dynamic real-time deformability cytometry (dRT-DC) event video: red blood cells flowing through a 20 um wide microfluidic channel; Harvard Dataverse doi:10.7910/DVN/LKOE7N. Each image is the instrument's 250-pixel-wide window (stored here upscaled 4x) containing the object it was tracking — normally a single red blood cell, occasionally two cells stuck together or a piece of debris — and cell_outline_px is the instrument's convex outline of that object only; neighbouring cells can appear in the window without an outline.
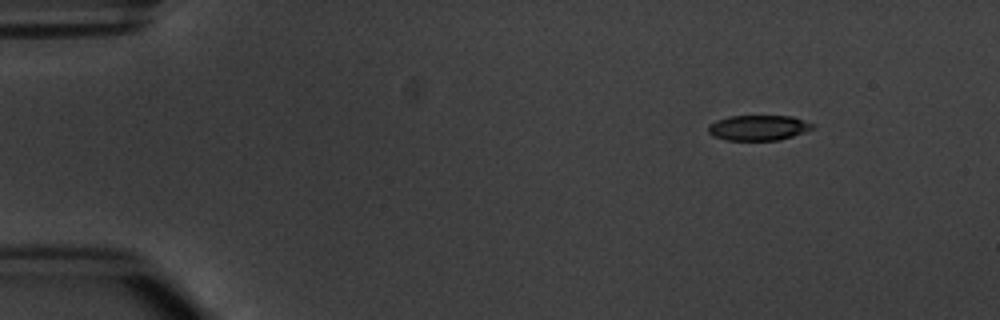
{"species": "common noctule bat (a hibernating species)", "species_latin": "Nyctalus noctula", "temperature_condition": "warm", "stored_images_in_passage": 5, "camera_frame_rate_fps": 3000, "um_per_image_px": 0.085, "animal": {"sex": "male", "body_mass_g": 20.1, "forearm_length_mm": 53.5}, "frame": {"image": 1, "passage_image": 1, "time_ms": 0.0, "image_size_px": [1000, 320], "cell_outline_px": [[816, 128], [780, 140], [724, 140], [712, 136], [708, 132], [708, 124], [716, 120], [728, 116], [792, 116], [816, 124]], "centroid_in_image_um": [64.47, 10.86], "position_along_channel_um": 20.5, "area_um2": 15.61}}
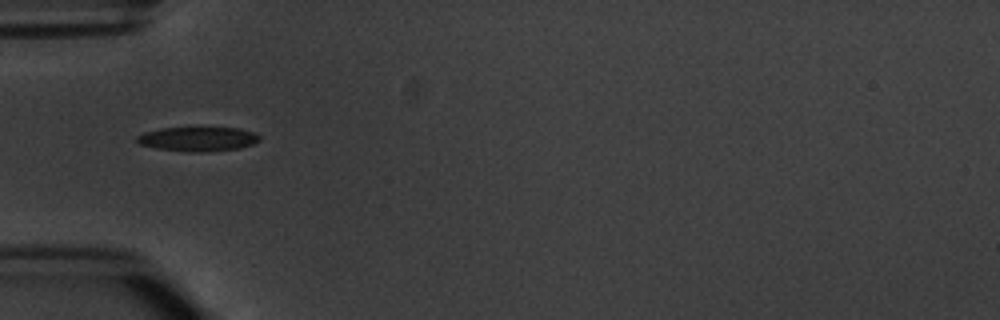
{"frame": {"image": 2, "passage_image": 4, "time_ms": 3.667, "image_size_px": [1000, 320], "cell_outline_px": [[260, 140], [252, 144], [240, 148], [200, 152], [188, 152], [156, 148], [140, 144], [136, 140], [136, 136], [144, 132], [160, 128], [240, 128], [256, 132], [260, 136]], "centroid_in_image_um": [16.83, 11.81], "position_along_channel_um": 68.2, "area_um2": 17.4}}